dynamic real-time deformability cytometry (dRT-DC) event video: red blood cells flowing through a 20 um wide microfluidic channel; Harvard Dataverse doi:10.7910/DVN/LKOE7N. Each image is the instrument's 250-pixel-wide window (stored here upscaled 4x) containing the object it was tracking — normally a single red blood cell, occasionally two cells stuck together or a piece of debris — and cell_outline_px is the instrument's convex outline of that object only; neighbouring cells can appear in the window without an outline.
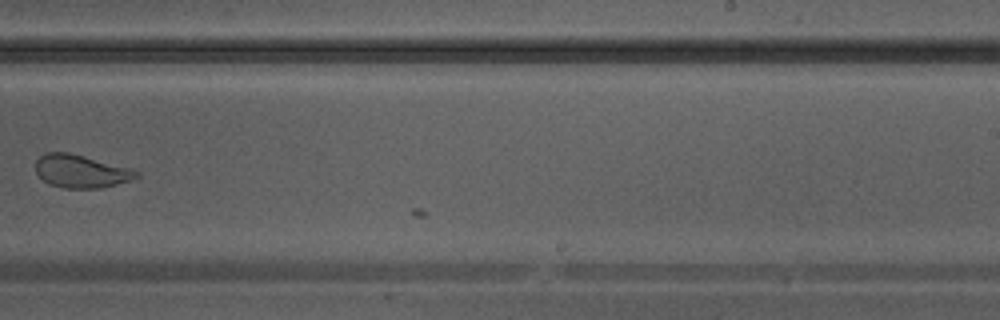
{"species": "Egyptian fruit bat (a non-hibernating species)", "species_latin": "Rousettus aegyptiacus", "temperature_condition": "warm", "stored_images_in_passage": 28, "camera_frame_rate_fps": 3000, "um_per_image_px": 0.085, "animal": {"sex": "male"}, "frame": {"image": 1, "passage_image": 27, "time_ms": 8.667, "image_size_px": [1000, 320], "cell_outline_px": [[140, 176], [116, 184], [100, 188], [64, 188], [48, 184], [36, 172], [36, 160], [44, 152], [68, 152], [132, 168], [140, 172]], "centroid_in_image_um": [6.88, 14.55], "position_along_channel_um": 282.1, "area_um2": 19.36}}